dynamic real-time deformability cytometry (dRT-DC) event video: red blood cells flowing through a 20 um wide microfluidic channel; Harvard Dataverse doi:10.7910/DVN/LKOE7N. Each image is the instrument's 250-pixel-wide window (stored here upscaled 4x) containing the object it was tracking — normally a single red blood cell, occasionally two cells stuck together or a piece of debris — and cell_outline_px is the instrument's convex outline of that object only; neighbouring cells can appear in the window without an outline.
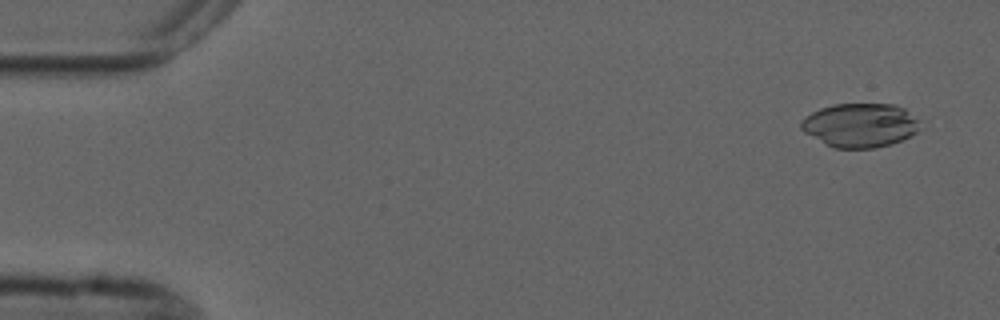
{"species": "common noctule bat (a hibernating species)", "species_latin": "Nyctalus noctula", "temperature_condition": "cold", "stored_images_in_passage": 4, "camera_frame_rate_fps": 3000, "um_per_image_px": 0.085, "animal": {"sex": "male", "forearm_length_mm": 52.5}, "frame": {"image": 1, "passage_image": 1, "time_ms": 0.0, "image_size_px": [1000, 320], "cell_outline_px": [[916, 132], [892, 144], [872, 148], [836, 148], [824, 144], [804, 132], [800, 128], [800, 120], [804, 116], [820, 108], [832, 104], [896, 104], [904, 108], [916, 120]], "centroid_in_image_um": [73.02, 10.64], "position_along_channel_um": 12.0, "area_um2": 30.23}}